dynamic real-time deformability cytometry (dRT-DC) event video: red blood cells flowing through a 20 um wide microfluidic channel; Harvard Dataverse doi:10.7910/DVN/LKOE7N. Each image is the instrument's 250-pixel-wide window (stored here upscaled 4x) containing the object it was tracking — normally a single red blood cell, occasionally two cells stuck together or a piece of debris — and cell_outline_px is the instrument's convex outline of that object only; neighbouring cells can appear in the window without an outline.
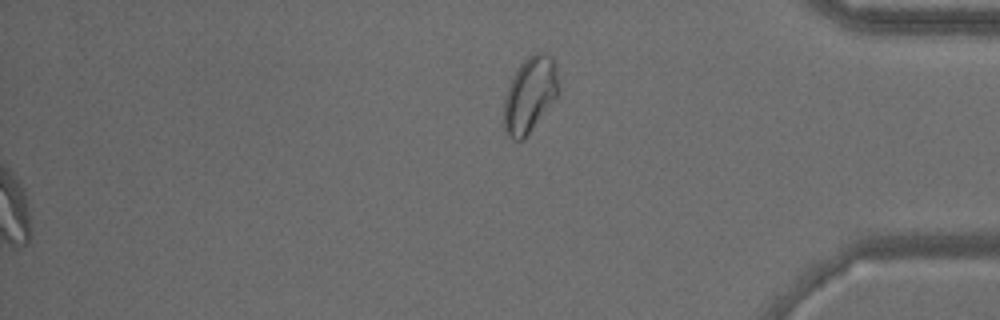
{"species": "common noctule bat (a hibernating species)", "species_latin": "Nyctalus noctula", "temperature_condition": "warm", "stored_images_in_passage": 44, "segment_of_instrument_passage": [2, 2], "camera_frame_rate_fps": 3000, "um_per_image_px": 0.085, "animal": {"sex": "male", "body_mass_g": 15.6}, "frame": {"image": 1, "passage_image": 44, "time_ms": 14.333, "image_size_px": [1000, 320], "cell_outline_px": [[560, 92], [524, 140], [512, 140], [504, 132], [504, 100], [508, 88], [520, 64], [532, 52], [544, 52], [552, 56], [556, 64]], "centroid_in_image_um": [45.06, 8.04], "position_along_channel_um": 390.1, "area_um2": 24.22}}